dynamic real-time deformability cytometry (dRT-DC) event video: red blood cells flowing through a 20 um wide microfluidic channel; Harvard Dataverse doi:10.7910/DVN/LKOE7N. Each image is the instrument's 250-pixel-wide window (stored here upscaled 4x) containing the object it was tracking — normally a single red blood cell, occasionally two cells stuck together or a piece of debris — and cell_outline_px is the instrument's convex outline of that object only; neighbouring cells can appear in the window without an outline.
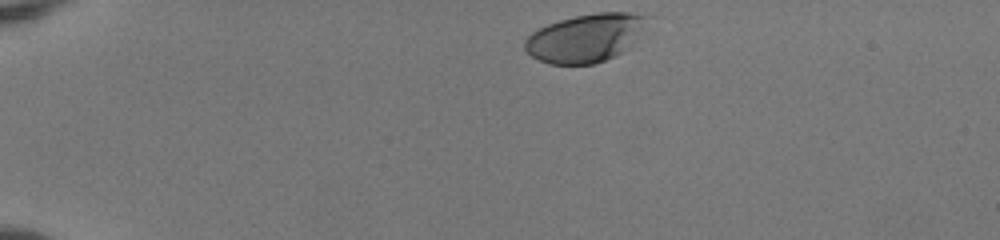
{"species": "human", "species_latin": "Homo sapiens", "temperature_condition": "room temperature", "stored_images_in_passage": 38, "camera_frame_rate_fps": 3000, "um_per_image_px": 0.085, "donor": {"sex": "female"}, "frame": {"image": 1, "passage_image": 1, "time_ms": 0.0, "image_size_px": [1000, 240], "cell_outline_px": [[656, 16], [632, 48], [616, 56], [592, 64], [548, 64], [532, 56], [524, 48], [524, 40], [532, 32], [548, 24], [560, 20], [576, 16], [596, 12], [628, 12]], "centroid_in_image_um": [49.92, 3.2], "position_along_channel_um": 35.1, "area_um2": 35.32}}
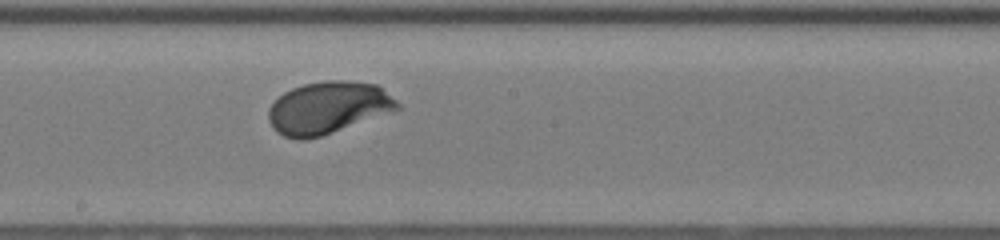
{"frame": {"image": 2, "passage_image": 21, "time_ms": 6.667, "image_size_px": [1000, 240], "cell_outline_px": [[404, 108], [320, 136], [304, 140], [300, 140], [284, 136], [276, 132], [272, 128], [268, 120], [268, 108], [284, 92], [292, 88], [304, 84], [324, 80], [348, 80], [376, 84], [396, 100]], "centroid_in_image_um": [27.88, 9.15], "position_along_channel_um": 220.3, "area_um2": 39.25}}
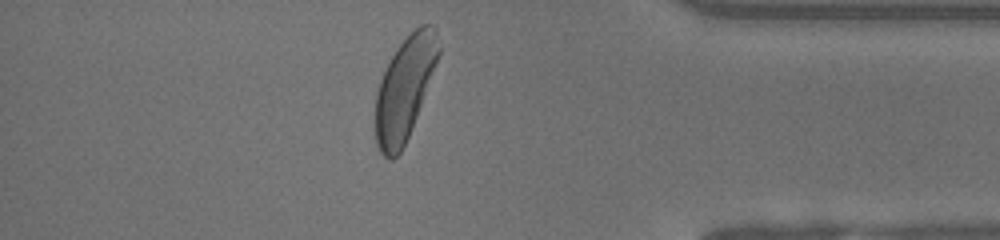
{"frame": {"image": 3, "passage_image": 36, "time_ms": 11.667, "image_size_px": [1000, 240], "cell_outline_px": [[440, 52], [416, 116], [408, 136], [400, 152], [392, 160], [388, 160], [380, 152], [376, 144], [376, 92], [380, 80], [396, 48], [420, 24], [432, 24], [436, 28], [440, 48]], "centroid_in_image_um": [34.39, 7.51], "position_along_channel_um": 400.8, "area_um2": 37.05}, "authors_computed_cell_mechanics": {"area_um2": 37.6567, "velocity_mm_per_s": 3.9972, "shape_relaxation_time_tau1_ms": 2.0387, "shape_relaxation_time_tau2_ms": null, "deformation_change_tau1": 0.1524, "deformation_change_tau2": null}}